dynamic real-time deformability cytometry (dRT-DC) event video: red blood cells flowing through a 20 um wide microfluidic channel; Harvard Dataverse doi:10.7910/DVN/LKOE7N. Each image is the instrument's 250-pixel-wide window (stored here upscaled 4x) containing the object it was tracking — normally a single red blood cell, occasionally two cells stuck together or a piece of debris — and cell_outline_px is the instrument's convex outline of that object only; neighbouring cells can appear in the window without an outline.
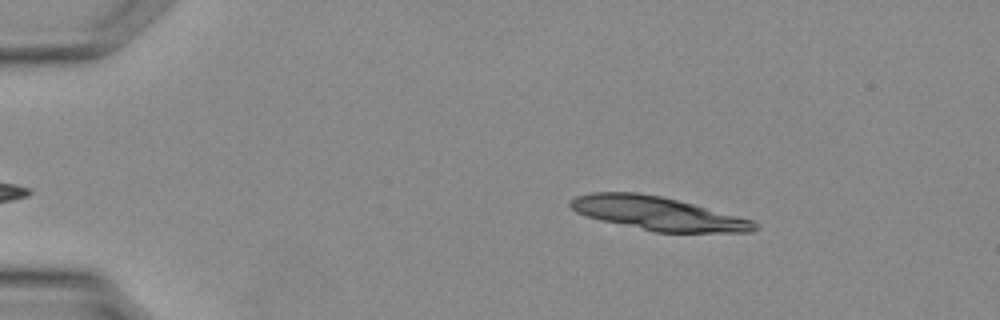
{"species": "Egyptian fruit bat (a non-hibernating species)", "species_latin": "Rousettus aegyptiacus", "temperature_condition": "warm", "stored_images_in_passage": 30, "segment_of_instrument_passage": [1, 2], "camera_frame_rate_fps": 3000, "um_per_image_px": 0.085, "animal": {"sex": "female"}, "frame": {"image": 1, "passage_image": 1, "time_ms": 0.0, "image_size_px": [1000, 320], "cell_outline_px": [[760, 228], [752, 232], [656, 232], [600, 220], [576, 212], [568, 204], [568, 200], [576, 196], [592, 192], [636, 192], [660, 196], [692, 204], [752, 220]], "centroid_in_image_um": [55.87, 18.14], "position_along_channel_um": 29.1, "area_um2": 35.49}}